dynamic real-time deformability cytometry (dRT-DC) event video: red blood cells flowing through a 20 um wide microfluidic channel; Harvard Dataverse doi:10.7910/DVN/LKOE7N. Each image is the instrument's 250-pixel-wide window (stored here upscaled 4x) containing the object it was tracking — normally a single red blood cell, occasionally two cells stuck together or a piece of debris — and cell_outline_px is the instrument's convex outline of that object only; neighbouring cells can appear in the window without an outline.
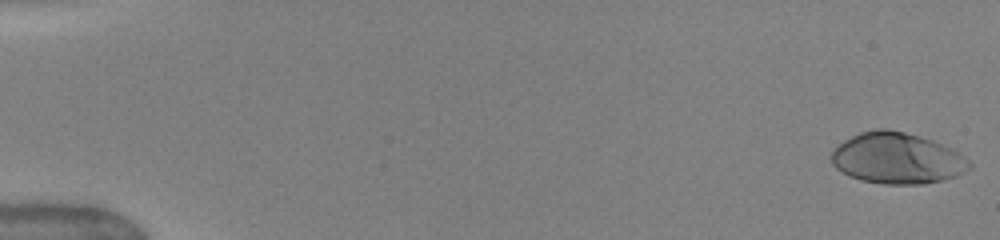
{"species": "human", "species_latin": "Homo sapiens", "temperature_condition": "warm", "stored_images_in_passage": 35, "camera_frame_rate_fps": 3000, "um_per_image_px": 0.085, "donor": {"sex": "female"}, "frame": {"image": 1, "passage_image": 1, "time_ms": 0.0, "image_size_px": [1000, 240], "cell_outline_px": [[972, 164], [964, 172], [956, 176], [944, 180], [924, 184], [884, 184], [860, 180], [848, 176], [836, 168], [832, 164], [832, 152], [844, 140], [860, 132], [876, 128], [888, 128], [920, 136], [932, 140], [964, 156]], "centroid_in_image_um": [76.23, 13.46], "position_along_channel_um": 8.8, "area_um2": 40.92}}
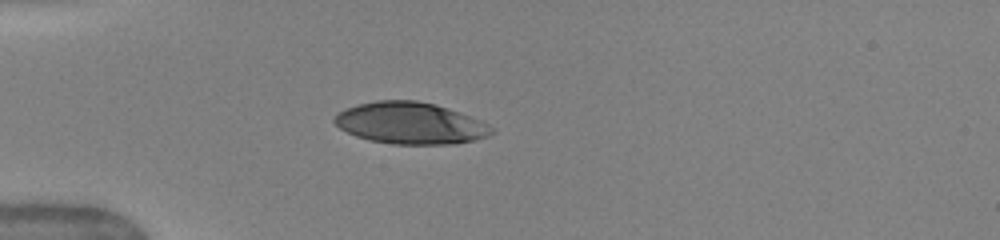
{"frame": {"image": 2, "passage_image": 30, "time_ms": 4.667, "image_size_px": [1000, 240], "cell_outline_px": [[496, 132], [488, 136], [472, 140], [448, 144], [392, 144], [372, 140], [356, 136], [340, 128], [332, 120], [340, 112], [348, 108], [360, 104], [376, 100], [416, 100], [432, 104], [480, 120], [488, 124]], "centroid_in_image_um": [34.87, 10.48], "position_along_channel_um": 50.1, "area_um2": 37.45}}